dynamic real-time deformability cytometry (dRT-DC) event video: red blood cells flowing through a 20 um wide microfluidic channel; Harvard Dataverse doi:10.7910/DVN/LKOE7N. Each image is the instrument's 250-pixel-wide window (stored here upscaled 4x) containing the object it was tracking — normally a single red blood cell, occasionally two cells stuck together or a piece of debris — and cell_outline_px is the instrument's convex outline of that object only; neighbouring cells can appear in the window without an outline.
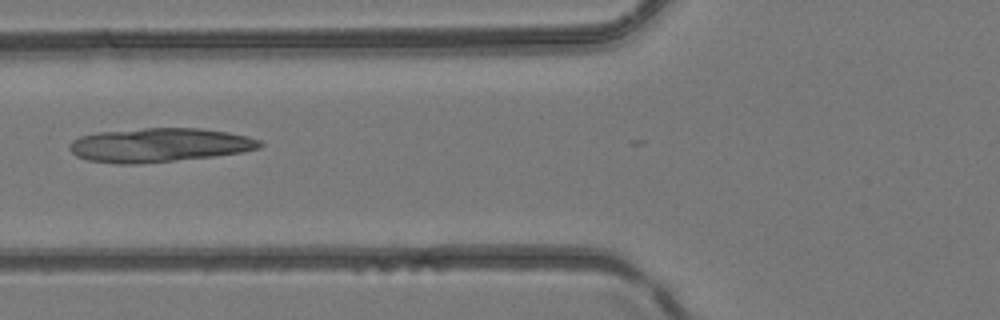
{"species": "common noctule bat (a hibernating species)", "species_latin": "Nyctalus noctula", "temperature_condition": "room temperature", "stored_images_in_passage": 6, "camera_frame_rate_fps": 3000, "um_per_image_px": 0.085, "animal": {"sex": "female", "body_mass_g": 24.6, "forearm_length_mm": 56.2}, "frame": {"image": 1, "passage_image": 5, "time_ms": 4.667, "image_size_px": [1000, 320], "cell_outline_px": [[264, 144], [260, 148], [240, 152], [212, 156], [136, 164], [116, 164], [88, 160], [76, 156], [68, 148], [68, 144], [72, 140], [80, 136], [96, 132], [144, 128], [200, 128], [228, 132], [248, 136], [260, 140]], "centroid_in_image_um": [13.5, 12.32], "position_along_channel_um": 112.3, "area_um2": 37.69}}
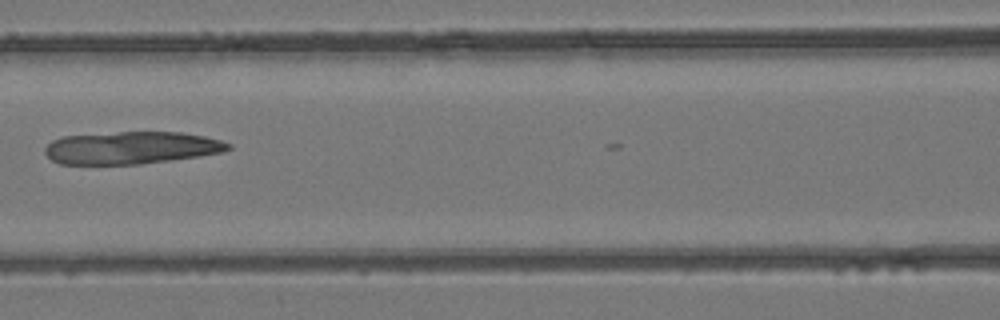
{"frame": {"image": 2, "passage_image": 6, "time_ms": 5.667, "image_size_px": [1000, 320], "cell_outline_px": [[232, 148], [224, 152], [140, 164], [60, 164], [52, 160], [44, 152], [44, 148], [52, 140], [64, 136], [120, 132], [180, 132], [204, 136], [220, 140], [232, 144]], "centroid_in_image_um": [11.16, 12.56], "position_along_channel_um": 155.4, "area_um2": 34.51}}